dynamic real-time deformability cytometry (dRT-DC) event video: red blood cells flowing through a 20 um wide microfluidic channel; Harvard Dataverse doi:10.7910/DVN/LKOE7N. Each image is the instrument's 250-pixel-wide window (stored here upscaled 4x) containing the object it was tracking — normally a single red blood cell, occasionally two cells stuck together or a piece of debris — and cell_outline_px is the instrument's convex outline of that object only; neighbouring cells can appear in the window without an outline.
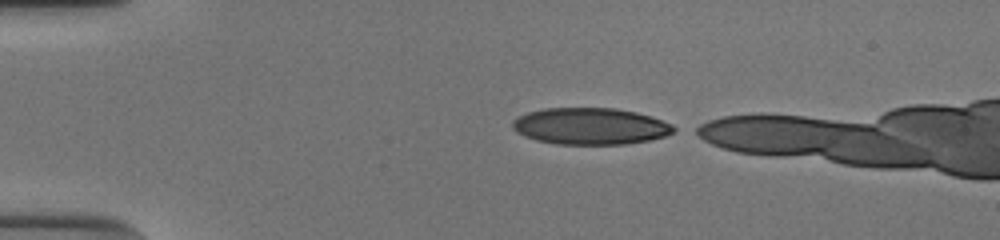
{"species": "human", "species_latin": "Homo sapiens", "temperature_condition": "cold", "stored_images_in_passage": 37, "camera_frame_rate_fps": 3000, "um_per_image_px": 0.085, "donor": {"sex": "male"}, "frame": {"image": 1, "passage_image": 1, "time_ms": 0.0, "image_size_px": [1000, 240], "cell_outline_px": [[680, 128], [664, 136], [648, 140], [624, 144], [556, 144], [536, 140], [524, 136], [516, 132], [512, 128], [512, 120], [528, 112], [544, 108], [616, 108], [636, 112], [652, 116], [672, 124]], "centroid_in_image_um": [50.18, 10.72], "position_along_channel_um": 34.8, "area_um2": 34.56}}
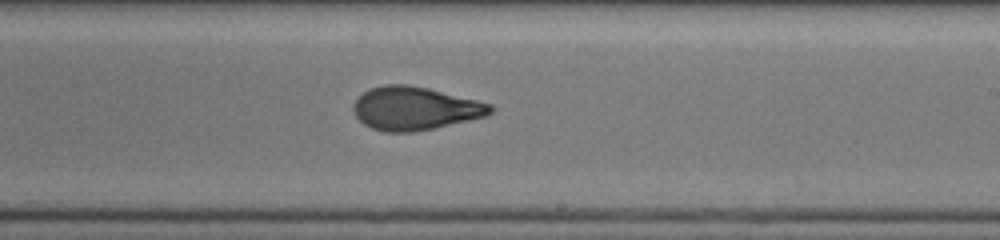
{"frame": {"image": 2, "passage_image": 22, "time_ms": 7.0, "image_size_px": [1000, 240], "cell_outline_px": [[496, 108], [492, 112], [484, 116], [432, 128], [412, 132], [384, 132], [372, 128], [364, 124], [356, 116], [352, 108], [352, 104], [364, 92], [372, 88], [384, 84], [404, 84], [428, 88], [492, 104]], "centroid_in_image_um": [35.25, 9.21], "position_along_channel_um": 253.8, "area_um2": 34.16}}
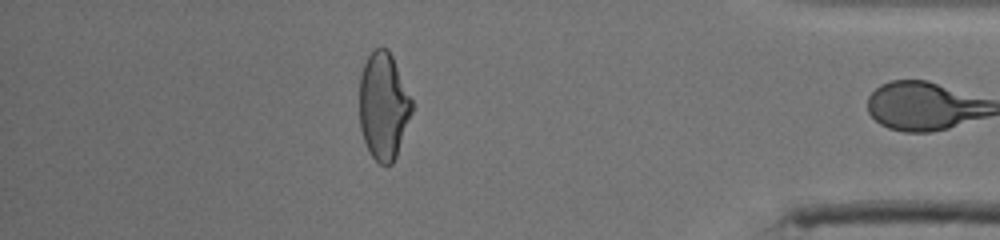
{"frame": {"image": 3, "passage_image": 36, "time_ms": 11.667, "image_size_px": [1000, 240], "cell_outline_px": [[412, 112], [396, 156], [392, 164], [380, 164], [372, 156], [364, 140], [360, 128], [360, 72], [368, 56], [376, 48], [388, 48], [392, 56], [412, 100]], "centroid_in_image_um": [32.59, 9.0], "position_along_channel_um": 402.6, "area_um2": 32.37}, "authors_computed_cell_mechanics": {"area_um2": 34.9112, "velocity_mm_per_s": 3.9138, "shape_relaxation_time_tau1_ms": 6.6647, "shape_relaxation_time_tau2_ms": 1.1409, "deformation_change_tau1": 0.2304, "deformation_change_tau2": 0.0781}}